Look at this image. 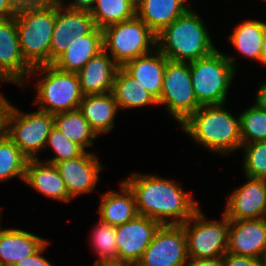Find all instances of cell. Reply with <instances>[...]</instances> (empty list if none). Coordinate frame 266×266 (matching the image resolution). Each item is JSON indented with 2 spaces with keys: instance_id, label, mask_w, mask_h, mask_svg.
Returning <instances> with one entry per match:
<instances>
[{
  "instance_id": "6da1fadb",
  "label": "cell",
  "mask_w": 266,
  "mask_h": 266,
  "mask_svg": "<svg viewBox=\"0 0 266 266\" xmlns=\"http://www.w3.org/2000/svg\"><path fill=\"white\" fill-rule=\"evenodd\" d=\"M123 182L133 192L137 213L161 225L184 224L199 209V202L174 180L133 173Z\"/></svg>"
},
{
  "instance_id": "7a4b0ae2",
  "label": "cell",
  "mask_w": 266,
  "mask_h": 266,
  "mask_svg": "<svg viewBox=\"0 0 266 266\" xmlns=\"http://www.w3.org/2000/svg\"><path fill=\"white\" fill-rule=\"evenodd\" d=\"M224 107V104L201 106L181 127L198 144L229 155L242 147L240 117H234Z\"/></svg>"
},
{
  "instance_id": "3957f363",
  "label": "cell",
  "mask_w": 266,
  "mask_h": 266,
  "mask_svg": "<svg viewBox=\"0 0 266 266\" xmlns=\"http://www.w3.org/2000/svg\"><path fill=\"white\" fill-rule=\"evenodd\" d=\"M209 34L204 21L189 8L156 35V48L170 61L192 62L217 49Z\"/></svg>"
},
{
  "instance_id": "277c9868",
  "label": "cell",
  "mask_w": 266,
  "mask_h": 266,
  "mask_svg": "<svg viewBox=\"0 0 266 266\" xmlns=\"http://www.w3.org/2000/svg\"><path fill=\"white\" fill-rule=\"evenodd\" d=\"M23 58L33 68L50 64L56 6L21 2L15 16Z\"/></svg>"
},
{
  "instance_id": "5b68a950",
  "label": "cell",
  "mask_w": 266,
  "mask_h": 266,
  "mask_svg": "<svg viewBox=\"0 0 266 266\" xmlns=\"http://www.w3.org/2000/svg\"><path fill=\"white\" fill-rule=\"evenodd\" d=\"M235 58L216 49L190 63L192 86L200 106L225 104L236 74Z\"/></svg>"
},
{
  "instance_id": "8992f818",
  "label": "cell",
  "mask_w": 266,
  "mask_h": 266,
  "mask_svg": "<svg viewBox=\"0 0 266 266\" xmlns=\"http://www.w3.org/2000/svg\"><path fill=\"white\" fill-rule=\"evenodd\" d=\"M38 72L44 73L36 84L35 104L40 105V110L56 114L79 108L84 94L77 73L64 72L48 64L33 67L30 76Z\"/></svg>"
},
{
  "instance_id": "52a82bcc",
  "label": "cell",
  "mask_w": 266,
  "mask_h": 266,
  "mask_svg": "<svg viewBox=\"0 0 266 266\" xmlns=\"http://www.w3.org/2000/svg\"><path fill=\"white\" fill-rule=\"evenodd\" d=\"M102 31L103 49L120 67L127 61L152 53L157 46L156 34L138 17L110 25Z\"/></svg>"
},
{
  "instance_id": "ba28073f",
  "label": "cell",
  "mask_w": 266,
  "mask_h": 266,
  "mask_svg": "<svg viewBox=\"0 0 266 266\" xmlns=\"http://www.w3.org/2000/svg\"><path fill=\"white\" fill-rule=\"evenodd\" d=\"M53 127L54 114L40 109L32 113H23L11 104L6 118V135L27 159H38L36 154L45 149Z\"/></svg>"
},
{
  "instance_id": "9c48e42d",
  "label": "cell",
  "mask_w": 266,
  "mask_h": 266,
  "mask_svg": "<svg viewBox=\"0 0 266 266\" xmlns=\"http://www.w3.org/2000/svg\"><path fill=\"white\" fill-rule=\"evenodd\" d=\"M157 102L164 104L179 124L201 107L192 86L189 62H166L161 96Z\"/></svg>"
},
{
  "instance_id": "30bf717a",
  "label": "cell",
  "mask_w": 266,
  "mask_h": 266,
  "mask_svg": "<svg viewBox=\"0 0 266 266\" xmlns=\"http://www.w3.org/2000/svg\"><path fill=\"white\" fill-rule=\"evenodd\" d=\"M188 258L208 259L227 253L229 219L209 221L198 209L184 224Z\"/></svg>"
},
{
  "instance_id": "8fae6325",
  "label": "cell",
  "mask_w": 266,
  "mask_h": 266,
  "mask_svg": "<svg viewBox=\"0 0 266 266\" xmlns=\"http://www.w3.org/2000/svg\"><path fill=\"white\" fill-rule=\"evenodd\" d=\"M187 239L182 224L160 225L136 266H185Z\"/></svg>"
},
{
  "instance_id": "7c38bea8",
  "label": "cell",
  "mask_w": 266,
  "mask_h": 266,
  "mask_svg": "<svg viewBox=\"0 0 266 266\" xmlns=\"http://www.w3.org/2000/svg\"><path fill=\"white\" fill-rule=\"evenodd\" d=\"M160 223L144 215L116 226L117 266H136Z\"/></svg>"
},
{
  "instance_id": "4fadbf2b",
  "label": "cell",
  "mask_w": 266,
  "mask_h": 266,
  "mask_svg": "<svg viewBox=\"0 0 266 266\" xmlns=\"http://www.w3.org/2000/svg\"><path fill=\"white\" fill-rule=\"evenodd\" d=\"M32 67L25 61L21 51L16 18L0 20V81L14 82L23 87ZM26 76V77H25Z\"/></svg>"
},
{
  "instance_id": "5bb4252c",
  "label": "cell",
  "mask_w": 266,
  "mask_h": 266,
  "mask_svg": "<svg viewBox=\"0 0 266 266\" xmlns=\"http://www.w3.org/2000/svg\"><path fill=\"white\" fill-rule=\"evenodd\" d=\"M89 11L71 10L65 6H56V20L50 46V64L80 37L89 34L95 28Z\"/></svg>"
},
{
  "instance_id": "9a60e30c",
  "label": "cell",
  "mask_w": 266,
  "mask_h": 266,
  "mask_svg": "<svg viewBox=\"0 0 266 266\" xmlns=\"http://www.w3.org/2000/svg\"><path fill=\"white\" fill-rule=\"evenodd\" d=\"M227 252L266 259V218L229 220Z\"/></svg>"
},
{
  "instance_id": "2e32d148",
  "label": "cell",
  "mask_w": 266,
  "mask_h": 266,
  "mask_svg": "<svg viewBox=\"0 0 266 266\" xmlns=\"http://www.w3.org/2000/svg\"><path fill=\"white\" fill-rule=\"evenodd\" d=\"M248 182L227 197L223 214L229 220L266 218V183L263 178L246 176Z\"/></svg>"
},
{
  "instance_id": "e0dca14e",
  "label": "cell",
  "mask_w": 266,
  "mask_h": 266,
  "mask_svg": "<svg viewBox=\"0 0 266 266\" xmlns=\"http://www.w3.org/2000/svg\"><path fill=\"white\" fill-rule=\"evenodd\" d=\"M55 166L72 198L91 193L98 183L99 172L104 168L94 152L86 151L76 158L55 163Z\"/></svg>"
},
{
  "instance_id": "ac0fdd59",
  "label": "cell",
  "mask_w": 266,
  "mask_h": 266,
  "mask_svg": "<svg viewBox=\"0 0 266 266\" xmlns=\"http://www.w3.org/2000/svg\"><path fill=\"white\" fill-rule=\"evenodd\" d=\"M104 49L77 73L85 95L112 93L115 74L120 67Z\"/></svg>"
},
{
  "instance_id": "d6986e66",
  "label": "cell",
  "mask_w": 266,
  "mask_h": 266,
  "mask_svg": "<svg viewBox=\"0 0 266 266\" xmlns=\"http://www.w3.org/2000/svg\"><path fill=\"white\" fill-rule=\"evenodd\" d=\"M24 182L43 195L63 202L73 199L66 189L65 182L60 176L55 164L38 159H28L25 169Z\"/></svg>"
},
{
  "instance_id": "ffe728a7",
  "label": "cell",
  "mask_w": 266,
  "mask_h": 266,
  "mask_svg": "<svg viewBox=\"0 0 266 266\" xmlns=\"http://www.w3.org/2000/svg\"><path fill=\"white\" fill-rule=\"evenodd\" d=\"M167 61L168 58L156 48L152 53L127 61L122 68L158 101Z\"/></svg>"
},
{
  "instance_id": "44dd1931",
  "label": "cell",
  "mask_w": 266,
  "mask_h": 266,
  "mask_svg": "<svg viewBox=\"0 0 266 266\" xmlns=\"http://www.w3.org/2000/svg\"><path fill=\"white\" fill-rule=\"evenodd\" d=\"M46 242V239L21 229L0 228L1 266H14L36 253Z\"/></svg>"
},
{
  "instance_id": "7402d4cb",
  "label": "cell",
  "mask_w": 266,
  "mask_h": 266,
  "mask_svg": "<svg viewBox=\"0 0 266 266\" xmlns=\"http://www.w3.org/2000/svg\"><path fill=\"white\" fill-rule=\"evenodd\" d=\"M187 0H136V17L156 35L184 14Z\"/></svg>"
},
{
  "instance_id": "603a6c76",
  "label": "cell",
  "mask_w": 266,
  "mask_h": 266,
  "mask_svg": "<svg viewBox=\"0 0 266 266\" xmlns=\"http://www.w3.org/2000/svg\"><path fill=\"white\" fill-rule=\"evenodd\" d=\"M103 50V31L95 27L89 34L80 37L69 46L53 65L64 72L78 73L85 64Z\"/></svg>"
},
{
  "instance_id": "cb8c5ba5",
  "label": "cell",
  "mask_w": 266,
  "mask_h": 266,
  "mask_svg": "<svg viewBox=\"0 0 266 266\" xmlns=\"http://www.w3.org/2000/svg\"><path fill=\"white\" fill-rule=\"evenodd\" d=\"M97 135L114 128L118 105L112 93L85 95L78 108Z\"/></svg>"
},
{
  "instance_id": "d4e9b609",
  "label": "cell",
  "mask_w": 266,
  "mask_h": 266,
  "mask_svg": "<svg viewBox=\"0 0 266 266\" xmlns=\"http://www.w3.org/2000/svg\"><path fill=\"white\" fill-rule=\"evenodd\" d=\"M120 187L121 193L111 190L103 194L98 208L99 220L112 226L122 225L138 215L133 192L123 181Z\"/></svg>"
},
{
  "instance_id": "484cf974",
  "label": "cell",
  "mask_w": 266,
  "mask_h": 266,
  "mask_svg": "<svg viewBox=\"0 0 266 266\" xmlns=\"http://www.w3.org/2000/svg\"><path fill=\"white\" fill-rule=\"evenodd\" d=\"M112 94L119 109H132L146 105H158L157 100L122 67H119L114 78Z\"/></svg>"
},
{
  "instance_id": "4316f807",
  "label": "cell",
  "mask_w": 266,
  "mask_h": 266,
  "mask_svg": "<svg viewBox=\"0 0 266 266\" xmlns=\"http://www.w3.org/2000/svg\"><path fill=\"white\" fill-rule=\"evenodd\" d=\"M239 24L230 34L229 41L239 53L241 52L245 57L258 62L261 56L266 23L257 20H245Z\"/></svg>"
},
{
  "instance_id": "83f0119b",
  "label": "cell",
  "mask_w": 266,
  "mask_h": 266,
  "mask_svg": "<svg viewBox=\"0 0 266 266\" xmlns=\"http://www.w3.org/2000/svg\"><path fill=\"white\" fill-rule=\"evenodd\" d=\"M54 126L84 151L98 137L79 109L54 114Z\"/></svg>"
},
{
  "instance_id": "f1b7e54d",
  "label": "cell",
  "mask_w": 266,
  "mask_h": 266,
  "mask_svg": "<svg viewBox=\"0 0 266 266\" xmlns=\"http://www.w3.org/2000/svg\"><path fill=\"white\" fill-rule=\"evenodd\" d=\"M90 14L95 26L104 29L136 17V0H96Z\"/></svg>"
},
{
  "instance_id": "f546056e",
  "label": "cell",
  "mask_w": 266,
  "mask_h": 266,
  "mask_svg": "<svg viewBox=\"0 0 266 266\" xmlns=\"http://www.w3.org/2000/svg\"><path fill=\"white\" fill-rule=\"evenodd\" d=\"M91 237V245L100 257L95 266H117L116 226L100 220Z\"/></svg>"
},
{
  "instance_id": "4dcf8cb0",
  "label": "cell",
  "mask_w": 266,
  "mask_h": 266,
  "mask_svg": "<svg viewBox=\"0 0 266 266\" xmlns=\"http://www.w3.org/2000/svg\"><path fill=\"white\" fill-rule=\"evenodd\" d=\"M27 160L6 134L0 138V181L17 176L24 181Z\"/></svg>"
},
{
  "instance_id": "1f68e13d",
  "label": "cell",
  "mask_w": 266,
  "mask_h": 266,
  "mask_svg": "<svg viewBox=\"0 0 266 266\" xmlns=\"http://www.w3.org/2000/svg\"><path fill=\"white\" fill-rule=\"evenodd\" d=\"M239 117L242 144L266 141V111L254 104L243 110Z\"/></svg>"
},
{
  "instance_id": "d6a6232c",
  "label": "cell",
  "mask_w": 266,
  "mask_h": 266,
  "mask_svg": "<svg viewBox=\"0 0 266 266\" xmlns=\"http://www.w3.org/2000/svg\"><path fill=\"white\" fill-rule=\"evenodd\" d=\"M245 176L266 179V141L242 144Z\"/></svg>"
},
{
  "instance_id": "836d02e7",
  "label": "cell",
  "mask_w": 266,
  "mask_h": 266,
  "mask_svg": "<svg viewBox=\"0 0 266 266\" xmlns=\"http://www.w3.org/2000/svg\"><path fill=\"white\" fill-rule=\"evenodd\" d=\"M50 147L55 151L57 156L46 160L45 162L55 164L64 160H69L80 156L84 150L76 143L68 139L57 127H53L47 142L45 149Z\"/></svg>"
},
{
  "instance_id": "e575fe53",
  "label": "cell",
  "mask_w": 266,
  "mask_h": 266,
  "mask_svg": "<svg viewBox=\"0 0 266 266\" xmlns=\"http://www.w3.org/2000/svg\"><path fill=\"white\" fill-rule=\"evenodd\" d=\"M225 266H266L265 260L248 256L225 254Z\"/></svg>"
},
{
  "instance_id": "d590c367",
  "label": "cell",
  "mask_w": 266,
  "mask_h": 266,
  "mask_svg": "<svg viewBox=\"0 0 266 266\" xmlns=\"http://www.w3.org/2000/svg\"><path fill=\"white\" fill-rule=\"evenodd\" d=\"M48 245L49 241H47L36 253L19 261L14 266H53L47 259L41 256V253L46 250Z\"/></svg>"
},
{
  "instance_id": "8d00e7d4",
  "label": "cell",
  "mask_w": 266,
  "mask_h": 266,
  "mask_svg": "<svg viewBox=\"0 0 266 266\" xmlns=\"http://www.w3.org/2000/svg\"><path fill=\"white\" fill-rule=\"evenodd\" d=\"M20 3V0H0V20L16 16Z\"/></svg>"
},
{
  "instance_id": "74e56055",
  "label": "cell",
  "mask_w": 266,
  "mask_h": 266,
  "mask_svg": "<svg viewBox=\"0 0 266 266\" xmlns=\"http://www.w3.org/2000/svg\"><path fill=\"white\" fill-rule=\"evenodd\" d=\"M185 266H225V255L208 259L189 258Z\"/></svg>"
},
{
  "instance_id": "f35d334b",
  "label": "cell",
  "mask_w": 266,
  "mask_h": 266,
  "mask_svg": "<svg viewBox=\"0 0 266 266\" xmlns=\"http://www.w3.org/2000/svg\"><path fill=\"white\" fill-rule=\"evenodd\" d=\"M11 103L0 93V138L6 134V118Z\"/></svg>"
},
{
  "instance_id": "ab89813d",
  "label": "cell",
  "mask_w": 266,
  "mask_h": 266,
  "mask_svg": "<svg viewBox=\"0 0 266 266\" xmlns=\"http://www.w3.org/2000/svg\"><path fill=\"white\" fill-rule=\"evenodd\" d=\"M95 2L96 0H73V2L70 1L67 6H64L71 10H84L90 12L94 7Z\"/></svg>"
},
{
  "instance_id": "60d3db41",
  "label": "cell",
  "mask_w": 266,
  "mask_h": 266,
  "mask_svg": "<svg viewBox=\"0 0 266 266\" xmlns=\"http://www.w3.org/2000/svg\"><path fill=\"white\" fill-rule=\"evenodd\" d=\"M254 104L266 111V82L259 86Z\"/></svg>"
},
{
  "instance_id": "b9f144b4",
  "label": "cell",
  "mask_w": 266,
  "mask_h": 266,
  "mask_svg": "<svg viewBox=\"0 0 266 266\" xmlns=\"http://www.w3.org/2000/svg\"><path fill=\"white\" fill-rule=\"evenodd\" d=\"M41 5L64 6L63 0H31Z\"/></svg>"
},
{
  "instance_id": "7bdbcfd3",
  "label": "cell",
  "mask_w": 266,
  "mask_h": 266,
  "mask_svg": "<svg viewBox=\"0 0 266 266\" xmlns=\"http://www.w3.org/2000/svg\"><path fill=\"white\" fill-rule=\"evenodd\" d=\"M258 62H260L263 65H266V31H265L264 40L262 43L261 56Z\"/></svg>"
}]
</instances>
